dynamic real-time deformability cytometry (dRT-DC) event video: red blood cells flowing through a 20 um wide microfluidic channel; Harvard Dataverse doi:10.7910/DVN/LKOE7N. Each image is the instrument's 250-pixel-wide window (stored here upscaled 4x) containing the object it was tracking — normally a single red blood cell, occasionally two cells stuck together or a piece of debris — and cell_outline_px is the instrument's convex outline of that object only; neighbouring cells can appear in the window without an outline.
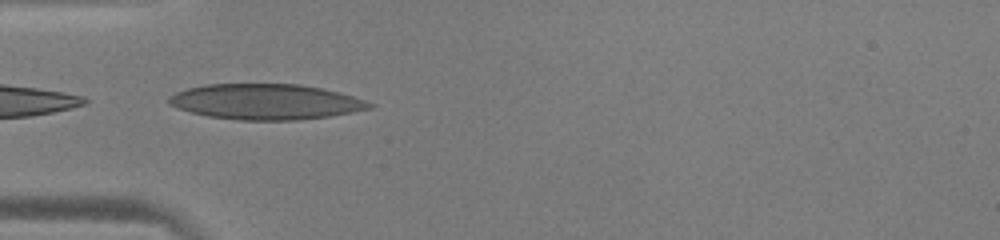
{"species": "human", "species_latin": "Homo sapiens", "temperature_condition": "warm", "stored_images_in_passage": 6, "camera_frame_rate_fps": 3000, "um_per_image_px": 0.085, "donor": {"sex": "male"}, "frame": {"image": 1, "passage_image": 1, "time_ms": 0.0, "image_size_px": [1000, 240], "cell_outline_px": [[376, 104], [372, 108], [352, 112], [328, 116], [296, 120], [240, 120], [208, 116], [176, 108], [168, 104], [168, 96], [176, 92], [188, 88], [204, 84], [300, 84], [320, 88], [352, 96]], "centroid_in_image_um": [22.55, 8.65], "position_along_channel_um": 62.4, "area_um2": 41.38}}